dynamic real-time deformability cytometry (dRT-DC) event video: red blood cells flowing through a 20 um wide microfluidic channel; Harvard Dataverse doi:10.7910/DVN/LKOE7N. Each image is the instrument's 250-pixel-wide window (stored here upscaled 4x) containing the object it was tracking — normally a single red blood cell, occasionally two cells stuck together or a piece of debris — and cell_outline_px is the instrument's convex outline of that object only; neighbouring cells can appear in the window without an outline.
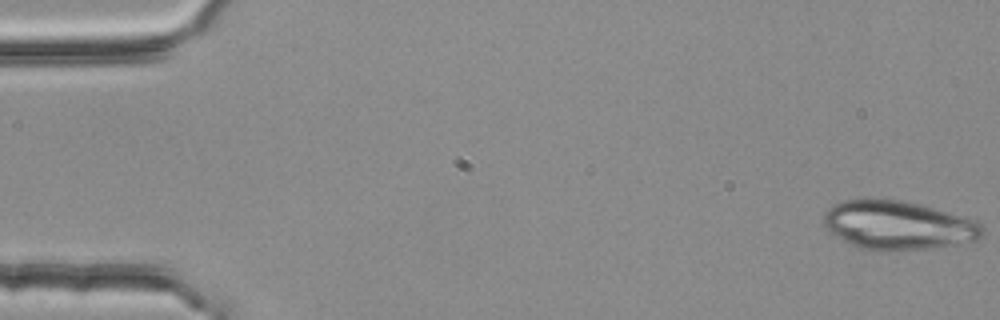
{"species": "common noctule bat (a hibernating species)", "species_latin": "Nyctalus noctula", "temperature_condition": "room temperature", "stored_images_in_passage": 5, "camera_frame_rate_fps": 3000, "um_per_image_px": 0.085, "animal": {"sex": "female", "body_mass_g": 25.1}, "frame": {"image": 1, "passage_image": 1, "time_ms": 0.0, "image_size_px": [1000, 320], "cell_outline_px": [[984, 236], [976, 240], [956, 244], [932, 248], [876, 252], [860, 248], [836, 236], [824, 224], [824, 212], [832, 204], [840, 200], [864, 196], [868, 196], [904, 200], [976, 220], [984, 228]], "centroid_in_image_um": [76.29, 19.11], "position_along_channel_um": 8.7, "area_um2": 45.95}}